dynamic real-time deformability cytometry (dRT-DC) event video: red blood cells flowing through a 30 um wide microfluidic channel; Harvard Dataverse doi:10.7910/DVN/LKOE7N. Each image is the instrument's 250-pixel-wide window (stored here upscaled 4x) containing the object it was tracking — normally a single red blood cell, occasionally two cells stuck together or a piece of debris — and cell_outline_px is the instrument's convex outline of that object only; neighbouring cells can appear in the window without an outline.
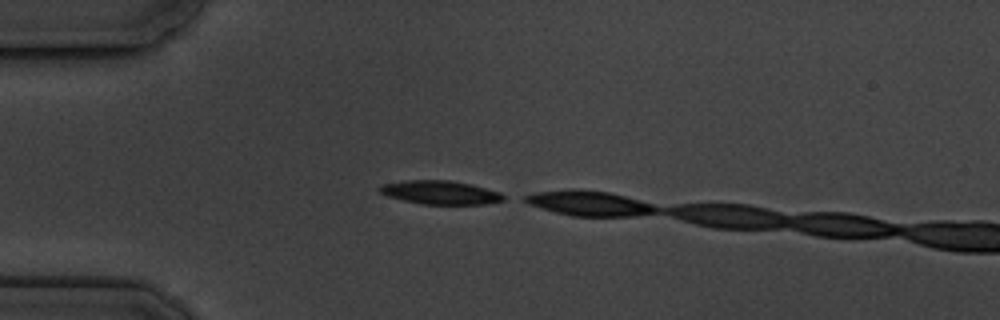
{"species": "common noctule bat (a hibernating species)", "species_latin": "Nyctalus noctula", "temperature_condition": "cold", "stored_images_in_passage": 2, "camera_frame_rate_fps": 3000, "um_per_image_px": 0.085, "animal": {"sex": "male", "body_mass_g": 19.5, "forearm_length_mm": 54.6}, "frame": {"image": 1, "passage_image": 1, "time_ms": 0.0, "image_size_px": [1000, 320], "cell_outline_px": [[508, 196], [504, 200], [484, 204], [420, 204], [388, 196], [380, 192], [376, 188], [380, 184], [408, 180], [448, 180], [472, 184], [500, 192]], "centroid_in_image_um": [37.43, 16.35], "position_along_channel_um": 47.6, "area_um2": 17.17}}